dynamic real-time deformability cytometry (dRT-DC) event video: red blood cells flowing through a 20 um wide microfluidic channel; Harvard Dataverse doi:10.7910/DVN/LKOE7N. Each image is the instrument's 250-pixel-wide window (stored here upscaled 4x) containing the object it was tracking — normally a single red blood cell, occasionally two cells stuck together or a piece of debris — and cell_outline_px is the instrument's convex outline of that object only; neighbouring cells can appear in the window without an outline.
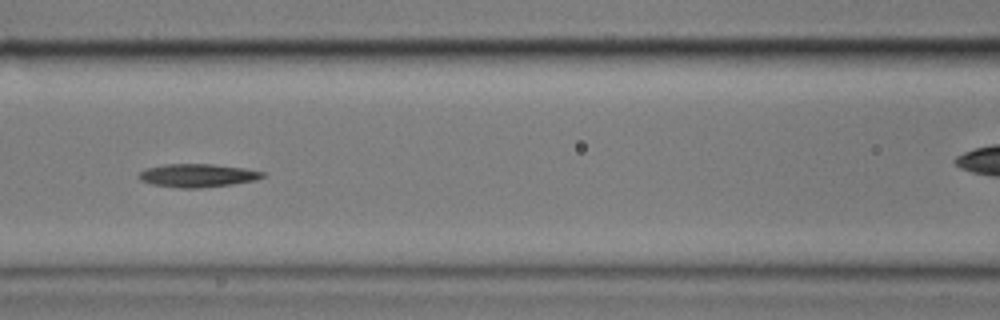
{"species": "common noctule bat (a hibernating species)", "species_latin": "Nyctalus noctula", "temperature_condition": "cold", "stored_images_in_passage": 5, "camera_frame_rate_fps": 3000, "um_per_image_px": 0.085, "animal": {"sex": "male", "body_mass_g": 17.9}, "frame": {"image": 1, "passage_image": 3, "time_ms": 2.333, "image_size_px": [1000, 320], "cell_outline_px": [[264, 176], [256, 180], [232, 184], [200, 188], [180, 188], [152, 184], [140, 180], [136, 176], [140, 172], [148, 168], [164, 164], [212, 164], [244, 168], [264, 172]], "centroid_in_image_um": [16.77, 14.91], "position_along_channel_um": 149.8, "area_um2": 16.7}}
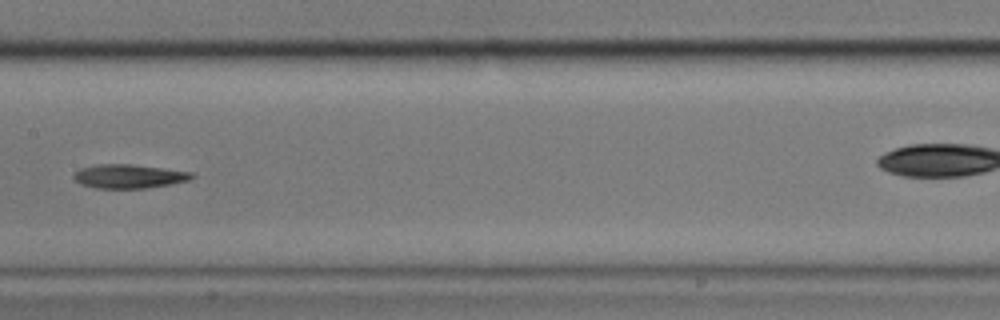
{"frame": {"image": 2, "passage_image": 4, "time_ms": 3.667, "image_size_px": [1000, 320], "cell_outline_px": [[196, 176], [188, 180], [168, 184], [144, 188], [96, 188], [80, 184], [72, 180], [72, 176], [80, 168], [96, 164], [132, 164], [192, 172]], "centroid_in_image_um": [10.9, 14.98], "position_along_channel_um": 196.5, "area_um2": 16.42}}